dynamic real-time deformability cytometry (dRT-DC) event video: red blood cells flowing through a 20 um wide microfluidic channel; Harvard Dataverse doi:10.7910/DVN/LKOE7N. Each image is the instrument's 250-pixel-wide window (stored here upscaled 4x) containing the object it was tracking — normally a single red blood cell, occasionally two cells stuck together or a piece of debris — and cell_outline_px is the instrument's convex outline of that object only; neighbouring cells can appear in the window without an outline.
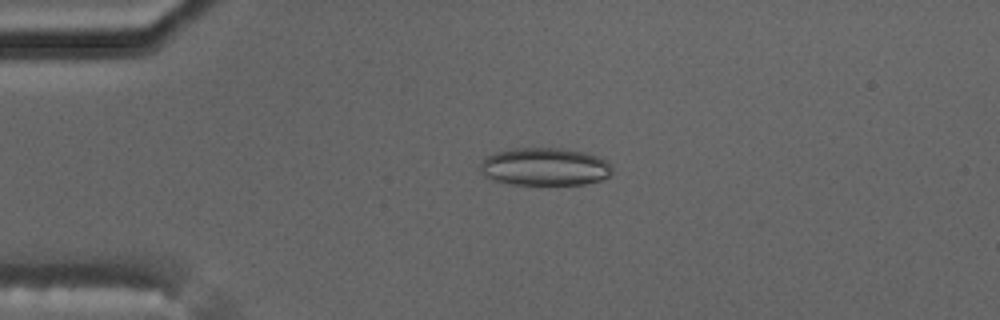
{"species": "common noctule bat (a hibernating species)", "species_latin": "Nyctalus noctula", "temperature_condition": "cold", "stored_images_in_passage": 4, "camera_frame_rate_fps": 3000, "um_per_image_px": 0.085, "animal": {"sex": "male", "body_mass_g": 17.5, "forearm_length_mm": 52.3}, "frame": {"image": 1, "passage_image": 2, "time_ms": 1.333, "image_size_px": [1000, 320], "cell_outline_px": [[612, 172], [608, 176], [600, 180], [584, 184], [512, 184], [492, 180], [484, 176], [480, 172], [480, 164], [488, 156], [496, 152], [512, 148], [564, 148], [584, 152], [596, 156], [612, 164]], "centroid_in_image_um": [46.3, 14.17], "position_along_channel_um": 38.7, "area_um2": 29.07}}